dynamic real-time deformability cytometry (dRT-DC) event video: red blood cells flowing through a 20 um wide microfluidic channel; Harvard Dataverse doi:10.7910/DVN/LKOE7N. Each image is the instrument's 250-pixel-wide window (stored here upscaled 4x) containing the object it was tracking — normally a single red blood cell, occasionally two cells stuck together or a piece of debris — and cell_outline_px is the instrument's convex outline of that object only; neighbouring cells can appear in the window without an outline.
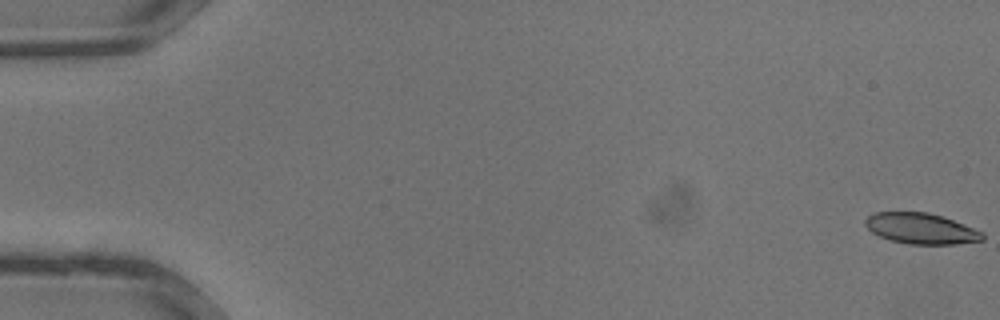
{"species": "common noctule bat (a hibernating species)", "species_latin": "Nyctalus noctula", "temperature_condition": "warm", "stored_images_in_passage": 35, "camera_frame_rate_fps": 3000, "um_per_image_px": 0.085, "animal": {"sex": "male", "body_mass_g": 13.3}, "frame": {"image": 1, "passage_image": 1, "time_ms": 0.0, "image_size_px": [1000, 320], "cell_outline_px": [[984, 240], [956, 244], [908, 244], [888, 240], [872, 232], [864, 224], [864, 220], [868, 216], [876, 212], [928, 212], [964, 224], [984, 232]], "centroid_in_image_um": [78.29, 19.43], "position_along_channel_um": 6.7, "area_um2": 21.04}}
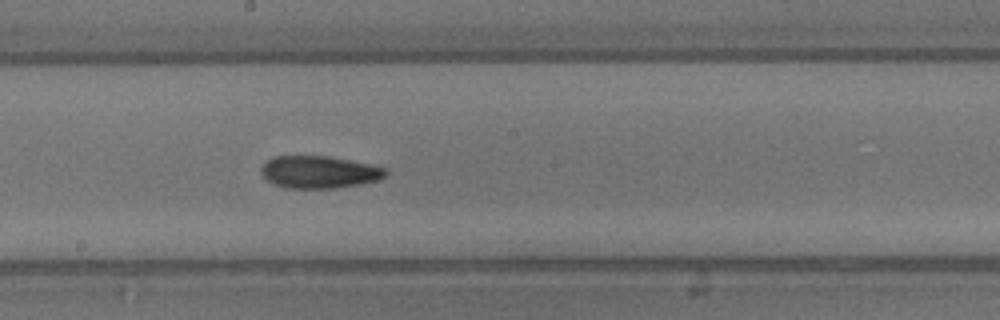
{"frame": {"image": 2, "passage_image": 20, "time_ms": 6.333, "image_size_px": [1000, 320], "cell_outline_px": [[388, 172], [384, 176], [376, 180], [360, 184], [332, 188], [288, 188], [276, 184], [268, 180], [260, 172], [260, 168], [268, 160], [276, 156], [328, 156], [368, 164], [384, 168]], "centroid_in_image_um": [27.1, 14.62], "position_along_channel_um": 221.1, "area_um2": 23.0}}
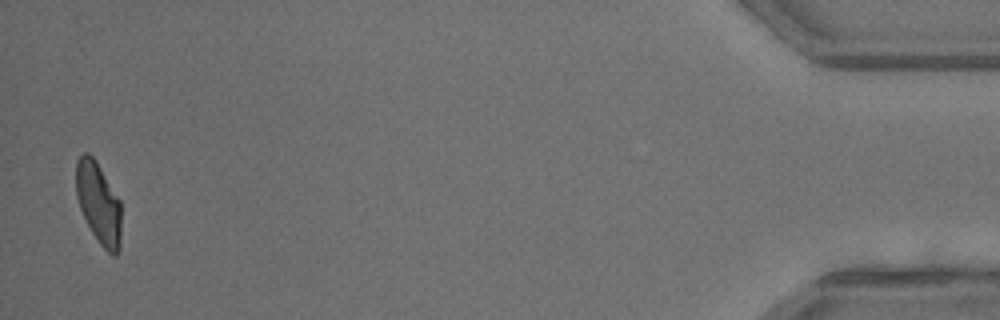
{"frame": {"image": 3, "passage_image": 35, "time_ms": 11.333, "image_size_px": [1000, 320], "cell_outline_px": [[120, 248], [116, 256], [112, 256], [100, 244], [92, 232], [80, 208], [76, 196], [76, 160], [84, 152], [88, 152], [96, 160], [120, 200]], "centroid_in_image_um": [8.37, 17.25], "position_along_channel_um": 426.8, "area_um2": 21.39}}